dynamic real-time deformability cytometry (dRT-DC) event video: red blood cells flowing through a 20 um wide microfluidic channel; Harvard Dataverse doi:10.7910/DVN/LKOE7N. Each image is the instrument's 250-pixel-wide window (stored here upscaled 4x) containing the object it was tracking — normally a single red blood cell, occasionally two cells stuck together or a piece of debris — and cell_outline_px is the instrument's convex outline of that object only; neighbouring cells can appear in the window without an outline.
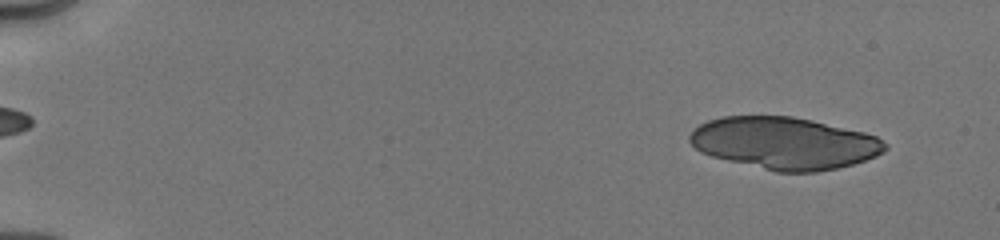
{"species": "human", "species_latin": "Homo sapiens", "temperature_condition": "cold", "stored_images_in_passage": 12, "camera_frame_rate_fps": 3000, "um_per_image_px": 0.085, "donor": {"sex": "male"}, "frame": {"image": 1, "passage_image": 2, "time_ms": 0.667, "image_size_px": [1000, 240], "cell_outline_px": [[888, 148], [884, 152], [876, 156], [852, 164], [836, 168], [816, 172], [776, 172], [712, 156], [700, 152], [688, 140], [688, 136], [692, 128], [708, 120], [724, 116], [792, 116], [812, 120], [864, 132], [876, 136], [888, 144]], "centroid_in_image_um": [66.67, 12.16], "position_along_channel_um": 18.3, "area_um2": 59.36}}